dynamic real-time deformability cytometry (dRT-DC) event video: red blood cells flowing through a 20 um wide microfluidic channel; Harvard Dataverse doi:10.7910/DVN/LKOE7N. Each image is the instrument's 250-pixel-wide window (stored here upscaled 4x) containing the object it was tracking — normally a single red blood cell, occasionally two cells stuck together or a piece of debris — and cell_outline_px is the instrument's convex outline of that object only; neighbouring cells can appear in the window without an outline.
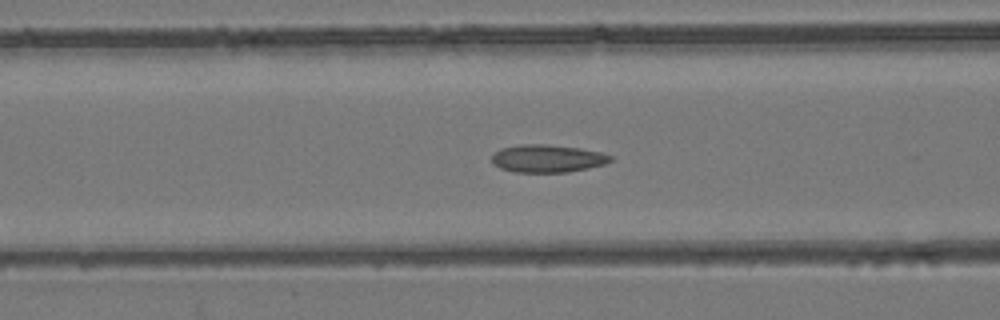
{"species": "common noctule bat (a hibernating species)", "species_latin": "Nyctalus noctula", "temperature_condition": "room temperature", "stored_images_in_passage": 30, "camera_frame_rate_fps": 3000, "um_per_image_px": 0.085, "animal": {"sex": "female", "body_mass_g": 24.6, "forearm_length_mm": 56.2}, "frame": {"image": 1, "passage_image": 22, "time_ms": 7.0, "image_size_px": [1000, 320], "cell_outline_px": [[612, 160], [604, 164], [588, 168], [568, 172], [516, 172], [500, 168], [492, 164], [492, 156], [500, 148], [520, 144], [540, 144], [580, 148], [600, 152], [612, 156]], "centroid_in_image_um": [46.51, 13.47], "position_along_channel_um": 120.1, "area_um2": 19.07}}
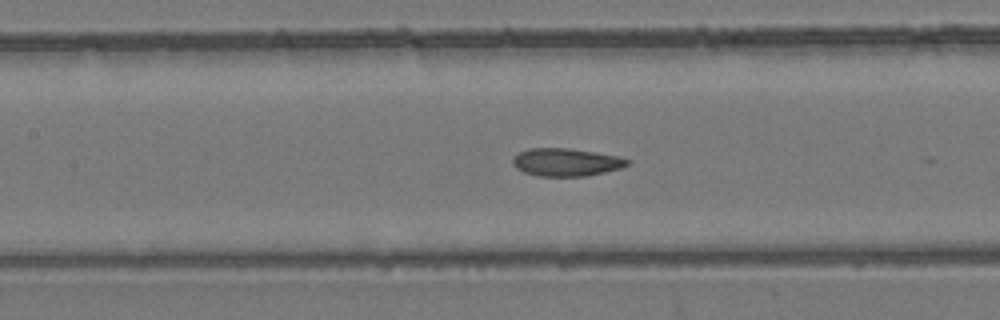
{"frame": {"image": 2, "passage_image": 25, "time_ms": 8.0, "image_size_px": [1000, 320], "cell_outline_px": [[632, 164], [620, 168], [588, 176], [536, 176], [524, 172], [516, 168], [512, 164], [512, 160], [520, 152], [528, 148], [568, 148], [616, 156], [632, 160]], "centroid_in_image_um": [48.13, 13.79], "position_along_channel_um": 159.3, "area_um2": 18.55}}
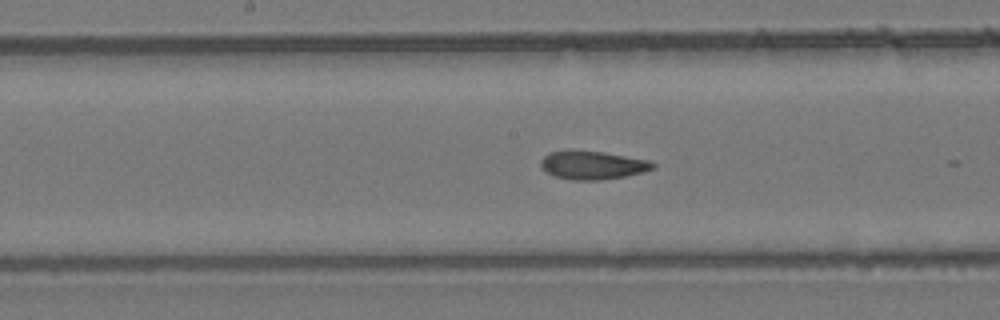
{"frame": {"image": 3, "passage_image": 28, "time_ms": 9.0, "image_size_px": [1000, 320], "cell_outline_px": [[656, 168], [644, 172], [624, 176], [600, 180], [572, 180], [556, 176], [540, 168], [540, 160], [548, 152], [568, 148], [572, 148], [604, 152], [652, 160], [656, 164]], "centroid_in_image_um": [50.37, 14.0], "position_along_channel_um": 197.8, "area_um2": 19.19}}